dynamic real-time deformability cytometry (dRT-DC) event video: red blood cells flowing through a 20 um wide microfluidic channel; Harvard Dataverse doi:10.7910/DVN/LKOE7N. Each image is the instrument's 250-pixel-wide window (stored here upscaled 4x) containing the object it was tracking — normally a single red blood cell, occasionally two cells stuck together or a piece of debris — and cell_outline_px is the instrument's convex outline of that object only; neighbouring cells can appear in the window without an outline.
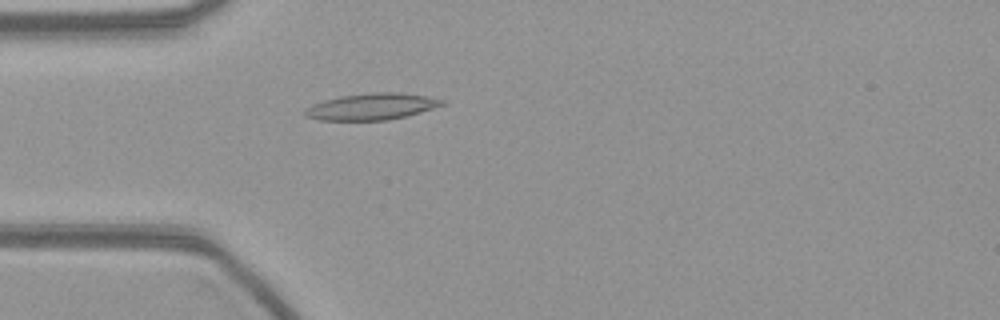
{"species": "common noctule bat (a hibernating species)", "species_latin": "Nyctalus noctula", "temperature_condition": "warm", "stored_images_in_passage": 50, "camera_frame_rate_fps": 3000, "um_per_image_px": 0.085, "animal": {"sex": "female", "body_mass_g": 21.9}, "frame": {"image": 1, "passage_image": 15, "time_ms": 4.667, "image_size_px": [1000, 320], "cell_outline_px": [[448, 104], [420, 112], [388, 120], [320, 120], [304, 116], [304, 108], [312, 104], [324, 100], [340, 96], [372, 92], [400, 92], [424, 96], [444, 100]], "centroid_in_image_um": [31.57, 9.05], "position_along_channel_um": 53.4, "area_um2": 21.21}}
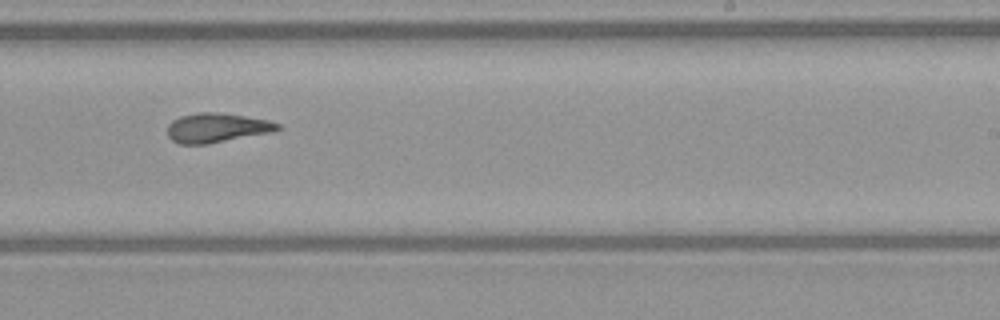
{"frame": {"image": 2, "passage_image": 33, "time_ms": 10.667, "image_size_px": [1000, 320], "cell_outline_px": [[280, 128], [272, 132], [208, 144], [180, 144], [172, 140], [168, 136], [168, 124], [172, 120], [180, 116], [200, 112], [216, 112], [244, 116], [268, 120], [280, 124]], "centroid_in_image_um": [18.4, 10.86], "position_along_channel_um": 270.6, "area_um2": 18.79}}
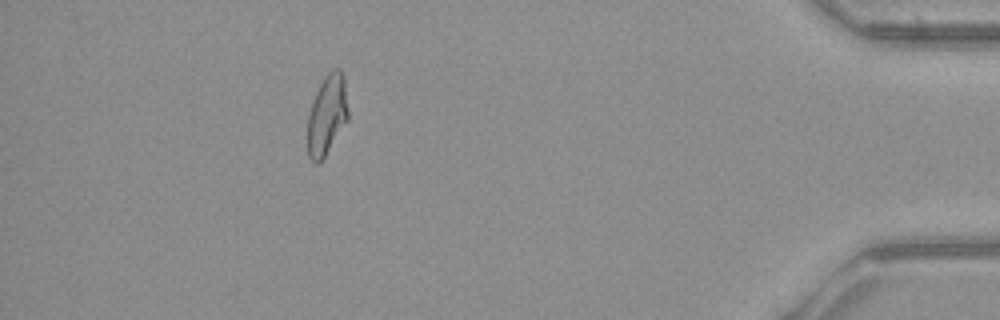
{"frame": {"image": 3, "passage_image": 49, "time_ms": 16.0, "image_size_px": [1000, 320], "cell_outline_px": [[348, 120], [324, 156], [316, 164], [308, 156], [308, 116], [312, 100], [324, 76], [332, 68], [340, 68], [344, 76], [348, 112]], "centroid_in_image_um": [27.8, 9.71], "position_along_channel_um": 407.4, "area_um2": 18.79}}